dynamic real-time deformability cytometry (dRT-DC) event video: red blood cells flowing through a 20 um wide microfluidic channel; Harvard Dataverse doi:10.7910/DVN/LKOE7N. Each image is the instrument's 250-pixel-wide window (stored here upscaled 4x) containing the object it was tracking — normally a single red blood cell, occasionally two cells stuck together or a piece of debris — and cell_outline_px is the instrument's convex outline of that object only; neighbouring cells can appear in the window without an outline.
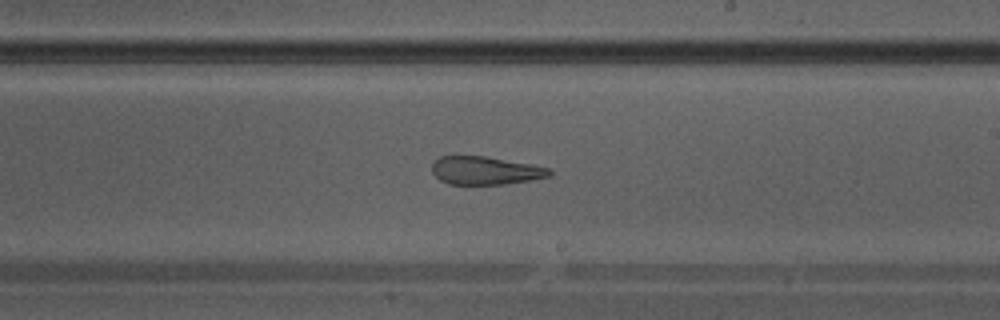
{"species": "Egyptian fruit bat (a non-hibernating species)", "species_latin": "Rousettus aegyptiacus", "temperature_condition": "warm", "stored_images_in_passage": 38, "camera_frame_rate_fps": 3000, "um_per_image_px": 0.085, "animal": {"sex": "male"}, "frame": {"image": 1, "passage_image": 22, "time_ms": 7.0, "image_size_px": [1000, 320], "cell_outline_px": [[552, 176], [532, 180], [504, 184], [448, 184], [440, 180], [432, 172], [432, 160], [440, 156], [456, 152], [484, 156], [532, 164], [548, 168], [552, 172]], "centroid_in_image_um": [41.18, 14.45], "position_along_channel_um": 247.8, "area_um2": 20.0}}